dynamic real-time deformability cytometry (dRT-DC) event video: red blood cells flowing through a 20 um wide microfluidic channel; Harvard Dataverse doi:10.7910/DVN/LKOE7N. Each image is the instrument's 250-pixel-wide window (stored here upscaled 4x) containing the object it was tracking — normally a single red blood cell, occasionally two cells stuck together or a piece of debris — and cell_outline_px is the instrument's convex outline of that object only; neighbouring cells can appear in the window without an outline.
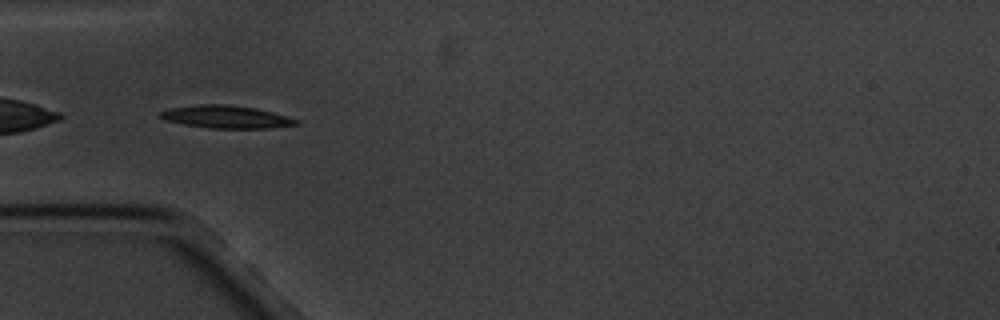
{"species": "common noctule bat (a hibernating species)", "species_latin": "Nyctalus noctula", "temperature_condition": "cold", "stored_images_in_passage": 6, "camera_frame_rate_fps": 3000, "um_per_image_px": 0.085, "animal": {"sex": "male", "body_mass_g": 20.1, "forearm_length_mm": 53.5}, "frame": {"image": 1, "passage_image": 5, "time_ms": 5.667, "image_size_px": [1000, 320], "cell_outline_px": [[300, 124], [268, 128], [208, 128], [184, 124], [164, 120], [160, 116], [160, 112], [172, 108], [200, 104], [228, 104], [256, 108], [288, 116], [300, 120]], "centroid_in_image_um": [19.27, 9.93], "position_along_channel_um": 65.7, "area_um2": 17.92}}
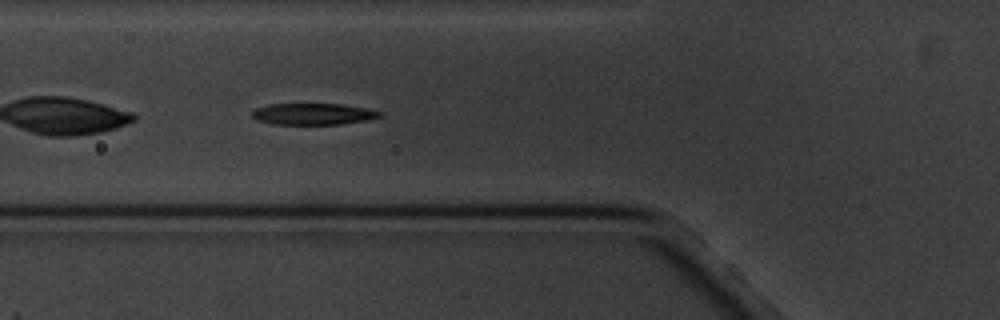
{"frame": {"image": 2, "passage_image": 6, "time_ms": 6.667, "image_size_px": [1000, 320], "cell_outline_px": [[380, 116], [368, 120], [340, 124], [272, 124], [256, 120], [252, 116], [252, 112], [256, 108], [268, 104], [340, 104], [368, 108], [380, 112]], "centroid_in_image_um": [26.58, 9.69], "position_along_channel_um": 99.2, "area_um2": 15.9}}